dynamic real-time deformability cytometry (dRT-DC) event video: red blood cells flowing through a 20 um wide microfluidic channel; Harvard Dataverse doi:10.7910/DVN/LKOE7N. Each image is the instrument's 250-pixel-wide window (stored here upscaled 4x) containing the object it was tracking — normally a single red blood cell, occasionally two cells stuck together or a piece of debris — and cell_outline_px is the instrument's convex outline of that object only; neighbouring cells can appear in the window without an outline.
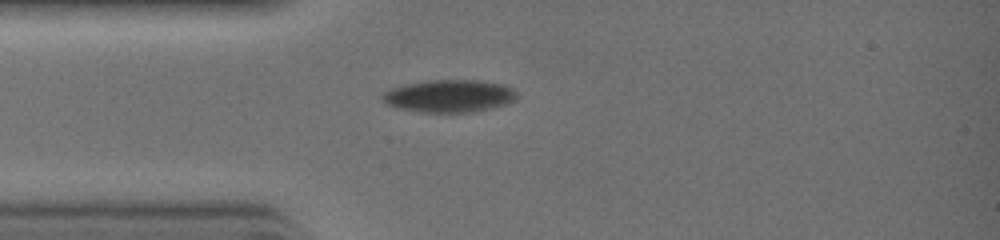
{"species": "common noctule bat (a hibernating species)", "species_latin": "Nyctalus noctula", "temperature_condition": "warm", "stored_images_in_passage": 26, "camera_frame_rate_fps": 3000, "um_per_image_px": 0.085, "animal": {"sex": "female", "body_mass_g": 19.0, "forearm_length_mm": 51.5}, "frame": {"image": 1, "passage_image": 1, "time_ms": 0.0, "image_size_px": [1000, 240], "cell_outline_px": [[516, 100], [492, 108], [472, 112], [420, 112], [396, 108], [384, 104], [380, 100], [380, 96], [384, 92], [392, 88], [404, 84], [428, 80], [480, 80], [504, 84], [512, 88], [516, 92]], "centroid_in_image_um": [38.14, 8.16], "position_along_channel_um": 46.9, "area_um2": 25.78}}
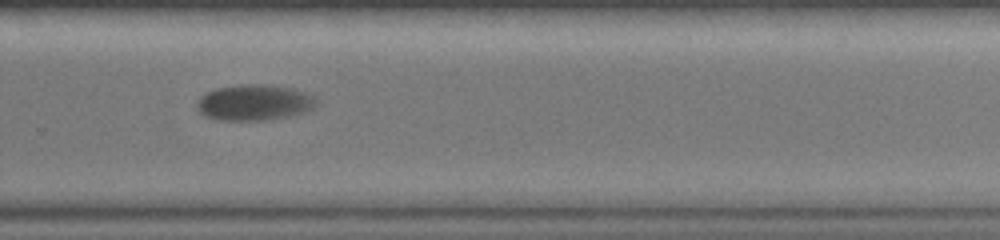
{"frame": {"image": 2, "passage_image": 15, "time_ms": 4.667, "image_size_px": [1000, 240], "cell_outline_px": [[316, 104], [312, 108], [304, 112], [288, 116], [264, 120], [220, 120], [204, 116], [196, 108], [196, 104], [200, 96], [216, 88], [240, 84], [264, 84], [292, 88], [304, 92], [312, 96], [316, 100]], "centroid_in_image_um": [21.57, 8.71], "position_along_channel_um": 308.2, "area_um2": 24.85}}
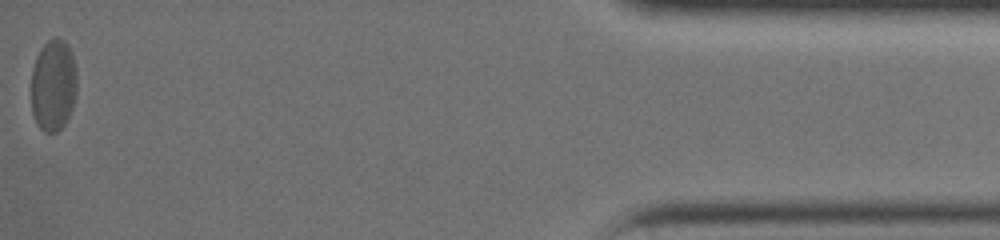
{"frame": {"image": 3, "passage_image": 26, "time_ms": 8.333, "image_size_px": [1000, 240], "cell_outline_px": [[76, 96], [72, 108], [64, 124], [56, 132], [44, 132], [40, 128], [32, 112], [32, 68], [36, 56], [40, 48], [52, 36], [56, 36], [64, 40], [68, 44], [76, 68]], "centroid_in_image_um": [4.54, 7.2], "position_along_channel_um": 430.7, "area_um2": 24.57}}